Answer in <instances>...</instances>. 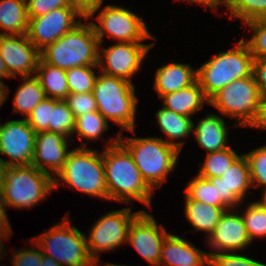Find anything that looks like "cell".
I'll return each mask as SVG.
<instances>
[{
	"instance_id": "23",
	"label": "cell",
	"mask_w": 266,
	"mask_h": 266,
	"mask_svg": "<svg viewBox=\"0 0 266 266\" xmlns=\"http://www.w3.org/2000/svg\"><path fill=\"white\" fill-rule=\"evenodd\" d=\"M160 99L163 100L164 108L187 117H191L202 109L205 103H209L198 81L189 87L164 94Z\"/></svg>"
},
{
	"instance_id": "37",
	"label": "cell",
	"mask_w": 266,
	"mask_h": 266,
	"mask_svg": "<svg viewBox=\"0 0 266 266\" xmlns=\"http://www.w3.org/2000/svg\"><path fill=\"white\" fill-rule=\"evenodd\" d=\"M250 27L252 37L244 41L248 45L254 59L266 58V18L245 23Z\"/></svg>"
},
{
	"instance_id": "2",
	"label": "cell",
	"mask_w": 266,
	"mask_h": 266,
	"mask_svg": "<svg viewBox=\"0 0 266 266\" xmlns=\"http://www.w3.org/2000/svg\"><path fill=\"white\" fill-rule=\"evenodd\" d=\"M119 141L131 153L143 180L154 191L161 187L168 174L174 170L180 151L161 137H127L120 130Z\"/></svg>"
},
{
	"instance_id": "54",
	"label": "cell",
	"mask_w": 266,
	"mask_h": 266,
	"mask_svg": "<svg viewBox=\"0 0 266 266\" xmlns=\"http://www.w3.org/2000/svg\"><path fill=\"white\" fill-rule=\"evenodd\" d=\"M3 248H5V245L2 247V250L0 251V256L1 257L4 256V254H5L4 252L6 251V249H3Z\"/></svg>"
},
{
	"instance_id": "30",
	"label": "cell",
	"mask_w": 266,
	"mask_h": 266,
	"mask_svg": "<svg viewBox=\"0 0 266 266\" xmlns=\"http://www.w3.org/2000/svg\"><path fill=\"white\" fill-rule=\"evenodd\" d=\"M206 155L204 163L199 164L201 169L197 174L205 179L222 176L224 171L240 156L231 146L220 151L207 153Z\"/></svg>"
},
{
	"instance_id": "52",
	"label": "cell",
	"mask_w": 266,
	"mask_h": 266,
	"mask_svg": "<svg viewBox=\"0 0 266 266\" xmlns=\"http://www.w3.org/2000/svg\"><path fill=\"white\" fill-rule=\"evenodd\" d=\"M263 197L262 199L260 198V202L266 207V190L263 191Z\"/></svg>"
},
{
	"instance_id": "27",
	"label": "cell",
	"mask_w": 266,
	"mask_h": 266,
	"mask_svg": "<svg viewBox=\"0 0 266 266\" xmlns=\"http://www.w3.org/2000/svg\"><path fill=\"white\" fill-rule=\"evenodd\" d=\"M35 76L39 79L46 97L64 100L69 95L65 69L50 65L40 58Z\"/></svg>"
},
{
	"instance_id": "14",
	"label": "cell",
	"mask_w": 266,
	"mask_h": 266,
	"mask_svg": "<svg viewBox=\"0 0 266 266\" xmlns=\"http://www.w3.org/2000/svg\"><path fill=\"white\" fill-rule=\"evenodd\" d=\"M36 132L26 119L9 120L0 124V153L6 167L30 165L35 148Z\"/></svg>"
},
{
	"instance_id": "49",
	"label": "cell",
	"mask_w": 266,
	"mask_h": 266,
	"mask_svg": "<svg viewBox=\"0 0 266 266\" xmlns=\"http://www.w3.org/2000/svg\"><path fill=\"white\" fill-rule=\"evenodd\" d=\"M41 266H61V265L57 261H55L53 258L42 253Z\"/></svg>"
},
{
	"instance_id": "7",
	"label": "cell",
	"mask_w": 266,
	"mask_h": 266,
	"mask_svg": "<svg viewBox=\"0 0 266 266\" xmlns=\"http://www.w3.org/2000/svg\"><path fill=\"white\" fill-rule=\"evenodd\" d=\"M53 190L54 177L32 164L6 167L4 170L1 191L6 206L15 209L34 207Z\"/></svg>"
},
{
	"instance_id": "8",
	"label": "cell",
	"mask_w": 266,
	"mask_h": 266,
	"mask_svg": "<svg viewBox=\"0 0 266 266\" xmlns=\"http://www.w3.org/2000/svg\"><path fill=\"white\" fill-rule=\"evenodd\" d=\"M33 240L43 254L53 258L61 266L96 265L88 251L86 234L73 226L66 215L62 221Z\"/></svg>"
},
{
	"instance_id": "43",
	"label": "cell",
	"mask_w": 266,
	"mask_h": 266,
	"mask_svg": "<svg viewBox=\"0 0 266 266\" xmlns=\"http://www.w3.org/2000/svg\"><path fill=\"white\" fill-rule=\"evenodd\" d=\"M104 0H70L75 8L85 19L94 18V14L101 8Z\"/></svg>"
},
{
	"instance_id": "34",
	"label": "cell",
	"mask_w": 266,
	"mask_h": 266,
	"mask_svg": "<svg viewBox=\"0 0 266 266\" xmlns=\"http://www.w3.org/2000/svg\"><path fill=\"white\" fill-rule=\"evenodd\" d=\"M94 68H98V65H85L66 70L69 94L93 91L97 78Z\"/></svg>"
},
{
	"instance_id": "3",
	"label": "cell",
	"mask_w": 266,
	"mask_h": 266,
	"mask_svg": "<svg viewBox=\"0 0 266 266\" xmlns=\"http://www.w3.org/2000/svg\"><path fill=\"white\" fill-rule=\"evenodd\" d=\"M59 179L73 190L109 200L102 152L85 144L69 152L64 167L54 177V189L61 185Z\"/></svg>"
},
{
	"instance_id": "1",
	"label": "cell",
	"mask_w": 266,
	"mask_h": 266,
	"mask_svg": "<svg viewBox=\"0 0 266 266\" xmlns=\"http://www.w3.org/2000/svg\"><path fill=\"white\" fill-rule=\"evenodd\" d=\"M106 144L102 156L109 200L128 205L137 200L150 208L153 190L143 180L131 153L119 141V135Z\"/></svg>"
},
{
	"instance_id": "35",
	"label": "cell",
	"mask_w": 266,
	"mask_h": 266,
	"mask_svg": "<svg viewBox=\"0 0 266 266\" xmlns=\"http://www.w3.org/2000/svg\"><path fill=\"white\" fill-rule=\"evenodd\" d=\"M249 238L266 237V207L260 202H251L241 215Z\"/></svg>"
},
{
	"instance_id": "19",
	"label": "cell",
	"mask_w": 266,
	"mask_h": 266,
	"mask_svg": "<svg viewBox=\"0 0 266 266\" xmlns=\"http://www.w3.org/2000/svg\"><path fill=\"white\" fill-rule=\"evenodd\" d=\"M251 187L250 167L245 155H240L222 176L217 177L218 197L223 199V207L227 209L236 206L238 209Z\"/></svg>"
},
{
	"instance_id": "6",
	"label": "cell",
	"mask_w": 266,
	"mask_h": 266,
	"mask_svg": "<svg viewBox=\"0 0 266 266\" xmlns=\"http://www.w3.org/2000/svg\"><path fill=\"white\" fill-rule=\"evenodd\" d=\"M99 42L92 22H81L40 51V58L61 69L98 65Z\"/></svg>"
},
{
	"instance_id": "36",
	"label": "cell",
	"mask_w": 266,
	"mask_h": 266,
	"mask_svg": "<svg viewBox=\"0 0 266 266\" xmlns=\"http://www.w3.org/2000/svg\"><path fill=\"white\" fill-rule=\"evenodd\" d=\"M244 155L249 163L252 187L266 190V145Z\"/></svg>"
},
{
	"instance_id": "32",
	"label": "cell",
	"mask_w": 266,
	"mask_h": 266,
	"mask_svg": "<svg viewBox=\"0 0 266 266\" xmlns=\"http://www.w3.org/2000/svg\"><path fill=\"white\" fill-rule=\"evenodd\" d=\"M73 112L64 100L51 98V116L48 131L60 133L68 138L73 136L75 127Z\"/></svg>"
},
{
	"instance_id": "55",
	"label": "cell",
	"mask_w": 266,
	"mask_h": 266,
	"mask_svg": "<svg viewBox=\"0 0 266 266\" xmlns=\"http://www.w3.org/2000/svg\"><path fill=\"white\" fill-rule=\"evenodd\" d=\"M3 245L4 244L0 241V251L2 250Z\"/></svg>"
},
{
	"instance_id": "26",
	"label": "cell",
	"mask_w": 266,
	"mask_h": 266,
	"mask_svg": "<svg viewBox=\"0 0 266 266\" xmlns=\"http://www.w3.org/2000/svg\"><path fill=\"white\" fill-rule=\"evenodd\" d=\"M28 23L26 0H0V35L26 34Z\"/></svg>"
},
{
	"instance_id": "38",
	"label": "cell",
	"mask_w": 266,
	"mask_h": 266,
	"mask_svg": "<svg viewBox=\"0 0 266 266\" xmlns=\"http://www.w3.org/2000/svg\"><path fill=\"white\" fill-rule=\"evenodd\" d=\"M51 116V98L45 97L26 118L36 133L48 131Z\"/></svg>"
},
{
	"instance_id": "13",
	"label": "cell",
	"mask_w": 266,
	"mask_h": 266,
	"mask_svg": "<svg viewBox=\"0 0 266 266\" xmlns=\"http://www.w3.org/2000/svg\"><path fill=\"white\" fill-rule=\"evenodd\" d=\"M85 19L73 7H61L54 9L42 16L29 18L27 37L31 43L41 51L47 45L56 42L67 32L72 31Z\"/></svg>"
},
{
	"instance_id": "10",
	"label": "cell",
	"mask_w": 266,
	"mask_h": 266,
	"mask_svg": "<svg viewBox=\"0 0 266 266\" xmlns=\"http://www.w3.org/2000/svg\"><path fill=\"white\" fill-rule=\"evenodd\" d=\"M95 18L100 25L97 22L92 25L99 44L103 43L105 34L117 42L155 40L142 18L122 6L106 5Z\"/></svg>"
},
{
	"instance_id": "39",
	"label": "cell",
	"mask_w": 266,
	"mask_h": 266,
	"mask_svg": "<svg viewBox=\"0 0 266 266\" xmlns=\"http://www.w3.org/2000/svg\"><path fill=\"white\" fill-rule=\"evenodd\" d=\"M64 101L67 103L75 117L98 111L92 92L69 94Z\"/></svg>"
},
{
	"instance_id": "17",
	"label": "cell",
	"mask_w": 266,
	"mask_h": 266,
	"mask_svg": "<svg viewBox=\"0 0 266 266\" xmlns=\"http://www.w3.org/2000/svg\"><path fill=\"white\" fill-rule=\"evenodd\" d=\"M207 240L208 246L216 251L208 252V255L238 252L252 243L243 218L236 208L235 210L230 208L224 212Z\"/></svg>"
},
{
	"instance_id": "11",
	"label": "cell",
	"mask_w": 266,
	"mask_h": 266,
	"mask_svg": "<svg viewBox=\"0 0 266 266\" xmlns=\"http://www.w3.org/2000/svg\"><path fill=\"white\" fill-rule=\"evenodd\" d=\"M132 208L108 212L93 224L90 234L86 236L89 254L95 263L100 264L99 254L112 251L127 243L128 231L132 221L143 211L131 213ZM88 237V238H87Z\"/></svg>"
},
{
	"instance_id": "9",
	"label": "cell",
	"mask_w": 266,
	"mask_h": 266,
	"mask_svg": "<svg viewBox=\"0 0 266 266\" xmlns=\"http://www.w3.org/2000/svg\"><path fill=\"white\" fill-rule=\"evenodd\" d=\"M261 96L253 75L236 79L209 99L223 115L230 116L235 126L249 127L256 118Z\"/></svg>"
},
{
	"instance_id": "15",
	"label": "cell",
	"mask_w": 266,
	"mask_h": 266,
	"mask_svg": "<svg viewBox=\"0 0 266 266\" xmlns=\"http://www.w3.org/2000/svg\"><path fill=\"white\" fill-rule=\"evenodd\" d=\"M170 233L158 226L153 215L143 210L131 223L127 243L148 263L159 266L163 241Z\"/></svg>"
},
{
	"instance_id": "24",
	"label": "cell",
	"mask_w": 266,
	"mask_h": 266,
	"mask_svg": "<svg viewBox=\"0 0 266 266\" xmlns=\"http://www.w3.org/2000/svg\"><path fill=\"white\" fill-rule=\"evenodd\" d=\"M155 116L157 119V125L159 126L160 130L164 133V135L168 137L167 140H163L167 144L181 151L184 142H172V140H181L182 138L190 136V133H193L194 122L191 120V117L177 114L164 107L159 109Z\"/></svg>"
},
{
	"instance_id": "51",
	"label": "cell",
	"mask_w": 266,
	"mask_h": 266,
	"mask_svg": "<svg viewBox=\"0 0 266 266\" xmlns=\"http://www.w3.org/2000/svg\"><path fill=\"white\" fill-rule=\"evenodd\" d=\"M4 103V87L0 86V106Z\"/></svg>"
},
{
	"instance_id": "4",
	"label": "cell",
	"mask_w": 266,
	"mask_h": 266,
	"mask_svg": "<svg viewBox=\"0 0 266 266\" xmlns=\"http://www.w3.org/2000/svg\"><path fill=\"white\" fill-rule=\"evenodd\" d=\"M99 73L92 91L98 111L107 121L120 126L122 131L134 133L138 101L135 86L123 78Z\"/></svg>"
},
{
	"instance_id": "44",
	"label": "cell",
	"mask_w": 266,
	"mask_h": 266,
	"mask_svg": "<svg viewBox=\"0 0 266 266\" xmlns=\"http://www.w3.org/2000/svg\"><path fill=\"white\" fill-rule=\"evenodd\" d=\"M252 75L258 86L261 98H265L266 97V58L254 59Z\"/></svg>"
},
{
	"instance_id": "12",
	"label": "cell",
	"mask_w": 266,
	"mask_h": 266,
	"mask_svg": "<svg viewBox=\"0 0 266 266\" xmlns=\"http://www.w3.org/2000/svg\"><path fill=\"white\" fill-rule=\"evenodd\" d=\"M155 44L154 42L149 44L117 42L108 48L99 44L98 72L131 82V78L142 68L141 65L148 55V51Z\"/></svg>"
},
{
	"instance_id": "50",
	"label": "cell",
	"mask_w": 266,
	"mask_h": 266,
	"mask_svg": "<svg viewBox=\"0 0 266 266\" xmlns=\"http://www.w3.org/2000/svg\"><path fill=\"white\" fill-rule=\"evenodd\" d=\"M5 168H6V166L3 164V161L1 160V157H0V189H1L2 183H3Z\"/></svg>"
},
{
	"instance_id": "41",
	"label": "cell",
	"mask_w": 266,
	"mask_h": 266,
	"mask_svg": "<svg viewBox=\"0 0 266 266\" xmlns=\"http://www.w3.org/2000/svg\"><path fill=\"white\" fill-rule=\"evenodd\" d=\"M32 243L35 248H25L14 251L11 257V263L13 266H41L42 251L39 245L33 240Z\"/></svg>"
},
{
	"instance_id": "40",
	"label": "cell",
	"mask_w": 266,
	"mask_h": 266,
	"mask_svg": "<svg viewBox=\"0 0 266 266\" xmlns=\"http://www.w3.org/2000/svg\"><path fill=\"white\" fill-rule=\"evenodd\" d=\"M210 266H266L264 263L253 260L245 255L230 253H215L209 255Z\"/></svg>"
},
{
	"instance_id": "28",
	"label": "cell",
	"mask_w": 266,
	"mask_h": 266,
	"mask_svg": "<svg viewBox=\"0 0 266 266\" xmlns=\"http://www.w3.org/2000/svg\"><path fill=\"white\" fill-rule=\"evenodd\" d=\"M21 83L13 98V113H20L26 119L37 104L46 96L39 79L34 76L22 77Z\"/></svg>"
},
{
	"instance_id": "5",
	"label": "cell",
	"mask_w": 266,
	"mask_h": 266,
	"mask_svg": "<svg viewBox=\"0 0 266 266\" xmlns=\"http://www.w3.org/2000/svg\"><path fill=\"white\" fill-rule=\"evenodd\" d=\"M253 61L244 38L234 48L214 55L197 69V81L204 95L210 99L236 79L252 76Z\"/></svg>"
},
{
	"instance_id": "46",
	"label": "cell",
	"mask_w": 266,
	"mask_h": 266,
	"mask_svg": "<svg viewBox=\"0 0 266 266\" xmlns=\"http://www.w3.org/2000/svg\"><path fill=\"white\" fill-rule=\"evenodd\" d=\"M249 127L266 130V97L261 98L256 118Z\"/></svg>"
},
{
	"instance_id": "42",
	"label": "cell",
	"mask_w": 266,
	"mask_h": 266,
	"mask_svg": "<svg viewBox=\"0 0 266 266\" xmlns=\"http://www.w3.org/2000/svg\"><path fill=\"white\" fill-rule=\"evenodd\" d=\"M29 18L42 16L54 9L72 7L70 0H26Z\"/></svg>"
},
{
	"instance_id": "47",
	"label": "cell",
	"mask_w": 266,
	"mask_h": 266,
	"mask_svg": "<svg viewBox=\"0 0 266 266\" xmlns=\"http://www.w3.org/2000/svg\"><path fill=\"white\" fill-rule=\"evenodd\" d=\"M181 1V0H176ZM187 2L193 3H200L201 5L205 6L206 8H210L211 10H217L218 6L223 5L225 6V0H184Z\"/></svg>"
},
{
	"instance_id": "53",
	"label": "cell",
	"mask_w": 266,
	"mask_h": 266,
	"mask_svg": "<svg viewBox=\"0 0 266 266\" xmlns=\"http://www.w3.org/2000/svg\"><path fill=\"white\" fill-rule=\"evenodd\" d=\"M95 266H99L98 265V263H96V265ZM102 266H129V265H118V264H112V263H106V264H104V265H102Z\"/></svg>"
},
{
	"instance_id": "16",
	"label": "cell",
	"mask_w": 266,
	"mask_h": 266,
	"mask_svg": "<svg viewBox=\"0 0 266 266\" xmlns=\"http://www.w3.org/2000/svg\"><path fill=\"white\" fill-rule=\"evenodd\" d=\"M0 53L11 78L36 74L40 51L26 34L0 35Z\"/></svg>"
},
{
	"instance_id": "22",
	"label": "cell",
	"mask_w": 266,
	"mask_h": 266,
	"mask_svg": "<svg viewBox=\"0 0 266 266\" xmlns=\"http://www.w3.org/2000/svg\"><path fill=\"white\" fill-rule=\"evenodd\" d=\"M193 132L199 147L207 153L228 148V131L226 122L217 114H206L197 125H193Z\"/></svg>"
},
{
	"instance_id": "25",
	"label": "cell",
	"mask_w": 266,
	"mask_h": 266,
	"mask_svg": "<svg viewBox=\"0 0 266 266\" xmlns=\"http://www.w3.org/2000/svg\"><path fill=\"white\" fill-rule=\"evenodd\" d=\"M227 210L225 207L213 206L191 200L185 194V217L194 228V231H204L206 237L213 232L221 216Z\"/></svg>"
},
{
	"instance_id": "45",
	"label": "cell",
	"mask_w": 266,
	"mask_h": 266,
	"mask_svg": "<svg viewBox=\"0 0 266 266\" xmlns=\"http://www.w3.org/2000/svg\"><path fill=\"white\" fill-rule=\"evenodd\" d=\"M6 203L3 198L2 191L0 189V241L1 239H7L12 234V226L9 223V219L6 213Z\"/></svg>"
},
{
	"instance_id": "29",
	"label": "cell",
	"mask_w": 266,
	"mask_h": 266,
	"mask_svg": "<svg viewBox=\"0 0 266 266\" xmlns=\"http://www.w3.org/2000/svg\"><path fill=\"white\" fill-rule=\"evenodd\" d=\"M185 194L191 200L223 207V199L218 197L217 177L205 179L196 175L189 181Z\"/></svg>"
},
{
	"instance_id": "48",
	"label": "cell",
	"mask_w": 266,
	"mask_h": 266,
	"mask_svg": "<svg viewBox=\"0 0 266 266\" xmlns=\"http://www.w3.org/2000/svg\"><path fill=\"white\" fill-rule=\"evenodd\" d=\"M9 77L11 78V76L8 74V70L6 68V65H5V63L1 57V53H0V86L4 87V102H5L6 98L8 97L9 89L1 79L2 78H9Z\"/></svg>"
},
{
	"instance_id": "18",
	"label": "cell",
	"mask_w": 266,
	"mask_h": 266,
	"mask_svg": "<svg viewBox=\"0 0 266 266\" xmlns=\"http://www.w3.org/2000/svg\"><path fill=\"white\" fill-rule=\"evenodd\" d=\"M67 139L69 138L60 133L50 131L36 133L31 164L38 170L55 177L64 167L71 151L68 149Z\"/></svg>"
},
{
	"instance_id": "20",
	"label": "cell",
	"mask_w": 266,
	"mask_h": 266,
	"mask_svg": "<svg viewBox=\"0 0 266 266\" xmlns=\"http://www.w3.org/2000/svg\"><path fill=\"white\" fill-rule=\"evenodd\" d=\"M209 264L208 252L192 245L184 238L169 234L163 241L159 266H205Z\"/></svg>"
},
{
	"instance_id": "31",
	"label": "cell",
	"mask_w": 266,
	"mask_h": 266,
	"mask_svg": "<svg viewBox=\"0 0 266 266\" xmlns=\"http://www.w3.org/2000/svg\"><path fill=\"white\" fill-rule=\"evenodd\" d=\"M108 127V121L102 114L99 111H93L76 117L73 135L76 133L79 136L78 139L95 142L109 129Z\"/></svg>"
},
{
	"instance_id": "33",
	"label": "cell",
	"mask_w": 266,
	"mask_h": 266,
	"mask_svg": "<svg viewBox=\"0 0 266 266\" xmlns=\"http://www.w3.org/2000/svg\"><path fill=\"white\" fill-rule=\"evenodd\" d=\"M230 18H239L244 24L266 18V0H225Z\"/></svg>"
},
{
	"instance_id": "21",
	"label": "cell",
	"mask_w": 266,
	"mask_h": 266,
	"mask_svg": "<svg viewBox=\"0 0 266 266\" xmlns=\"http://www.w3.org/2000/svg\"><path fill=\"white\" fill-rule=\"evenodd\" d=\"M197 81V69L190 64L170 63L159 67L154 77V89L160 98L180 89L189 87Z\"/></svg>"
}]
</instances>
